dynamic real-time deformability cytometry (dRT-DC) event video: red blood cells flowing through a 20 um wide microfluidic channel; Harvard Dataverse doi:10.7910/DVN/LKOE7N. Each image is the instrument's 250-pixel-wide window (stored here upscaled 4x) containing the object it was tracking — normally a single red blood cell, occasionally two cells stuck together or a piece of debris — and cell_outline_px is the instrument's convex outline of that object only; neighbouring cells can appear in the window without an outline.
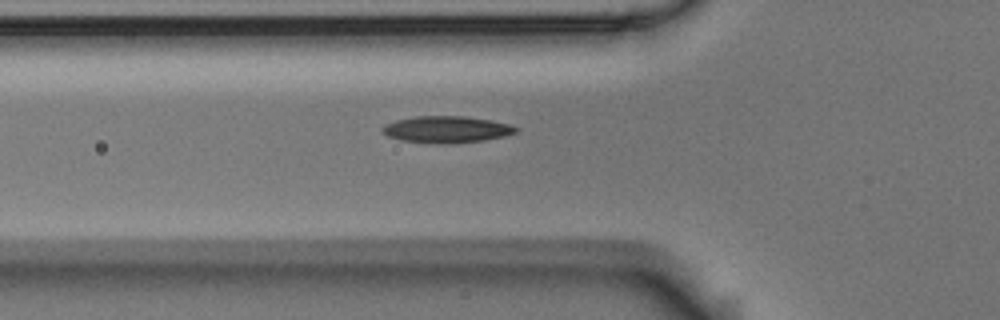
{"species": "Egyptian fruit bat (a non-hibernating species)", "species_latin": "Rousettus aegyptiacus", "temperature_condition": "room temperature", "stored_images_in_passage": 5, "camera_frame_rate_fps": 3000, "um_per_image_px": 0.085, "animal": {"sex": "male"}, "frame": {"image": 1, "passage_image": 5, "time_ms": 1.333, "image_size_px": [1000, 320], "cell_outline_px": [[520, 128], [516, 132], [504, 136], [484, 140], [436, 144], [400, 140], [388, 136], [380, 132], [380, 128], [384, 124], [396, 120], [416, 116], [464, 116], [492, 120], [508, 124]], "centroid_in_image_um": [37.91, 10.99], "position_along_channel_um": 87.9, "area_um2": 20.81}}